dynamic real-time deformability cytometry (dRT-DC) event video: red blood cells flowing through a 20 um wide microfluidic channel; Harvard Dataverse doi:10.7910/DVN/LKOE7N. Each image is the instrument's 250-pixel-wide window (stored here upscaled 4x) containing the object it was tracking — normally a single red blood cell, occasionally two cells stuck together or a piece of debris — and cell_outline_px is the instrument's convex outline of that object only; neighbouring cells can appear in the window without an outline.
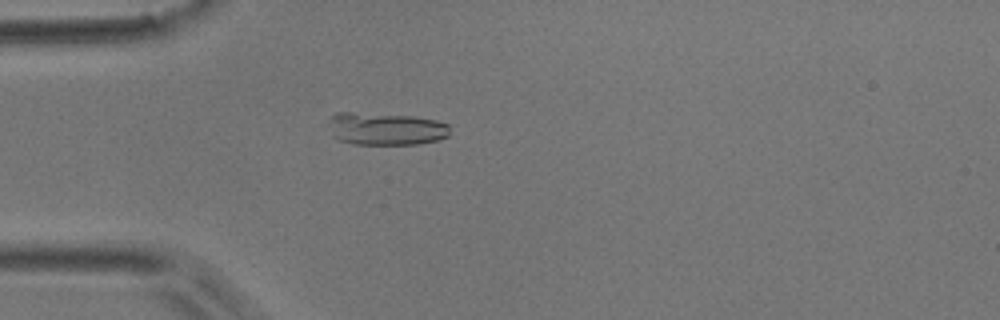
{"species": "common noctule bat (a hibernating species)", "species_latin": "Nyctalus noctula", "temperature_condition": "room temperature", "stored_images_in_passage": 46, "camera_frame_rate_fps": 3000, "um_per_image_px": 0.085, "animal": {"sex": "male", "body_mass_g": 17.9}, "frame": {"image": 1, "passage_image": 10, "time_ms": 3.0, "image_size_px": [1000, 320], "cell_outline_px": [[448, 136], [436, 140], [416, 144], [352, 144], [340, 140], [332, 136], [328, 124], [332, 116], [336, 112], [352, 112], [412, 116], [436, 120], [448, 124]], "centroid_in_image_um": [32.74, 10.95], "position_along_channel_um": 52.3, "area_um2": 22.95}}
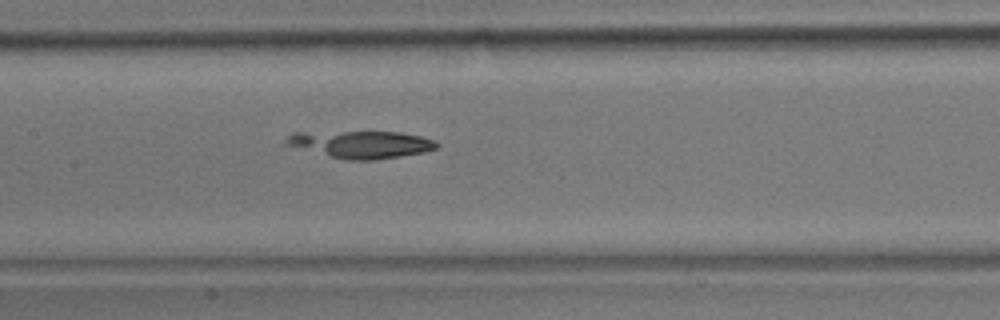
{"frame": {"image": 2, "passage_image": 20, "time_ms": 6.333, "image_size_px": [1000, 320], "cell_outline_px": [[440, 144], [436, 148], [424, 152], [376, 160], [344, 160], [284, 144], [284, 140], [292, 132], [400, 132], [420, 136], [432, 140]], "centroid_in_image_um": [30.67, 12.27], "position_along_channel_um": 176.7, "area_um2": 23.81}}
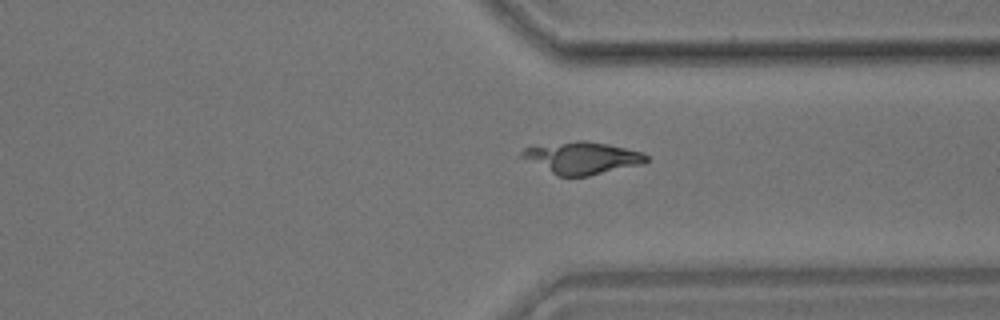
{"frame": {"image": 3, "passage_image": 34, "time_ms": 11.0, "image_size_px": [1000, 320], "cell_outline_px": [[648, 160], [640, 164], [588, 176], [556, 176], [520, 156], [520, 152], [524, 148], [580, 140], [584, 140], [608, 144], [644, 152], [648, 156]], "centroid_in_image_um": [49.49, 13.42], "position_along_channel_um": 361.9, "area_um2": 22.89}}